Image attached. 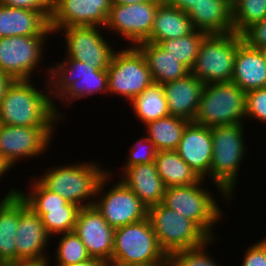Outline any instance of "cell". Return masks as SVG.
I'll return each mask as SVG.
<instances>
[{
    "mask_svg": "<svg viewBox=\"0 0 266 266\" xmlns=\"http://www.w3.org/2000/svg\"><path fill=\"white\" fill-rule=\"evenodd\" d=\"M31 81L14 80L9 85L0 104V124L56 127L57 122L62 121L64 115L51 100L48 81L45 91L37 89Z\"/></svg>",
    "mask_w": 266,
    "mask_h": 266,
    "instance_id": "1",
    "label": "cell"
},
{
    "mask_svg": "<svg viewBox=\"0 0 266 266\" xmlns=\"http://www.w3.org/2000/svg\"><path fill=\"white\" fill-rule=\"evenodd\" d=\"M213 142L211 182L225 200L232 201L237 174L247 151L244 124L210 127ZM235 188V189H234Z\"/></svg>",
    "mask_w": 266,
    "mask_h": 266,
    "instance_id": "2",
    "label": "cell"
},
{
    "mask_svg": "<svg viewBox=\"0 0 266 266\" xmlns=\"http://www.w3.org/2000/svg\"><path fill=\"white\" fill-rule=\"evenodd\" d=\"M51 67H47V80L50 97L54 102L63 101L68 106L77 99L91 97L95 93H108L107 70H98L67 56Z\"/></svg>",
    "mask_w": 266,
    "mask_h": 266,
    "instance_id": "3",
    "label": "cell"
},
{
    "mask_svg": "<svg viewBox=\"0 0 266 266\" xmlns=\"http://www.w3.org/2000/svg\"><path fill=\"white\" fill-rule=\"evenodd\" d=\"M94 162L53 166L45 170L37 180L46 189L61 195L68 202L81 208L93 206L101 180L111 171Z\"/></svg>",
    "mask_w": 266,
    "mask_h": 266,
    "instance_id": "4",
    "label": "cell"
},
{
    "mask_svg": "<svg viewBox=\"0 0 266 266\" xmlns=\"http://www.w3.org/2000/svg\"><path fill=\"white\" fill-rule=\"evenodd\" d=\"M169 265V256L160 247L147 218L114 230L110 265Z\"/></svg>",
    "mask_w": 266,
    "mask_h": 266,
    "instance_id": "5",
    "label": "cell"
},
{
    "mask_svg": "<svg viewBox=\"0 0 266 266\" xmlns=\"http://www.w3.org/2000/svg\"><path fill=\"white\" fill-rule=\"evenodd\" d=\"M245 102L246 92L232 81L205 84L193 122L207 127L244 124Z\"/></svg>",
    "mask_w": 266,
    "mask_h": 266,
    "instance_id": "6",
    "label": "cell"
},
{
    "mask_svg": "<svg viewBox=\"0 0 266 266\" xmlns=\"http://www.w3.org/2000/svg\"><path fill=\"white\" fill-rule=\"evenodd\" d=\"M243 43L235 32L207 35L190 73L204 84L232 80L237 48Z\"/></svg>",
    "mask_w": 266,
    "mask_h": 266,
    "instance_id": "7",
    "label": "cell"
},
{
    "mask_svg": "<svg viewBox=\"0 0 266 266\" xmlns=\"http://www.w3.org/2000/svg\"><path fill=\"white\" fill-rule=\"evenodd\" d=\"M204 179L186 186L167 187L162 204L194 221L210 238H215V224L221 221L224 211L214 199V194L203 188Z\"/></svg>",
    "mask_w": 266,
    "mask_h": 266,
    "instance_id": "8",
    "label": "cell"
},
{
    "mask_svg": "<svg viewBox=\"0 0 266 266\" xmlns=\"http://www.w3.org/2000/svg\"><path fill=\"white\" fill-rule=\"evenodd\" d=\"M147 217L160 247L168 256L199 247L211 239L194 221L162 203L149 207Z\"/></svg>",
    "mask_w": 266,
    "mask_h": 266,
    "instance_id": "9",
    "label": "cell"
},
{
    "mask_svg": "<svg viewBox=\"0 0 266 266\" xmlns=\"http://www.w3.org/2000/svg\"><path fill=\"white\" fill-rule=\"evenodd\" d=\"M108 94L131 102L153 83L144 54L137 46L116 50L107 69Z\"/></svg>",
    "mask_w": 266,
    "mask_h": 266,
    "instance_id": "10",
    "label": "cell"
},
{
    "mask_svg": "<svg viewBox=\"0 0 266 266\" xmlns=\"http://www.w3.org/2000/svg\"><path fill=\"white\" fill-rule=\"evenodd\" d=\"M112 173V171H108L99 184L97 197L93 202L96 210L114 229L147 218L148 208L121 180L105 191L106 184L109 185L110 180L114 177Z\"/></svg>",
    "mask_w": 266,
    "mask_h": 266,
    "instance_id": "11",
    "label": "cell"
},
{
    "mask_svg": "<svg viewBox=\"0 0 266 266\" xmlns=\"http://www.w3.org/2000/svg\"><path fill=\"white\" fill-rule=\"evenodd\" d=\"M48 37L36 35L0 38V70L13 80L32 79V74H35L33 71L44 61V43Z\"/></svg>",
    "mask_w": 266,
    "mask_h": 266,
    "instance_id": "12",
    "label": "cell"
},
{
    "mask_svg": "<svg viewBox=\"0 0 266 266\" xmlns=\"http://www.w3.org/2000/svg\"><path fill=\"white\" fill-rule=\"evenodd\" d=\"M100 28L103 29L100 26H69L57 29L55 34L61 31L63 37L65 35L67 57L98 70H107L116 50L106 36L103 37Z\"/></svg>",
    "mask_w": 266,
    "mask_h": 266,
    "instance_id": "13",
    "label": "cell"
},
{
    "mask_svg": "<svg viewBox=\"0 0 266 266\" xmlns=\"http://www.w3.org/2000/svg\"><path fill=\"white\" fill-rule=\"evenodd\" d=\"M56 128L0 124V154L3 160L12 168L23 158L41 156L48 151Z\"/></svg>",
    "mask_w": 266,
    "mask_h": 266,
    "instance_id": "14",
    "label": "cell"
},
{
    "mask_svg": "<svg viewBox=\"0 0 266 266\" xmlns=\"http://www.w3.org/2000/svg\"><path fill=\"white\" fill-rule=\"evenodd\" d=\"M160 3L112 4L104 29L116 32L130 46H137L150 37Z\"/></svg>",
    "mask_w": 266,
    "mask_h": 266,
    "instance_id": "15",
    "label": "cell"
},
{
    "mask_svg": "<svg viewBox=\"0 0 266 266\" xmlns=\"http://www.w3.org/2000/svg\"><path fill=\"white\" fill-rule=\"evenodd\" d=\"M111 6V0H52L50 29L55 34L69 26L104 28Z\"/></svg>",
    "mask_w": 266,
    "mask_h": 266,
    "instance_id": "16",
    "label": "cell"
},
{
    "mask_svg": "<svg viewBox=\"0 0 266 266\" xmlns=\"http://www.w3.org/2000/svg\"><path fill=\"white\" fill-rule=\"evenodd\" d=\"M114 230L94 206L80 209L74 228L91 258L100 259L107 265L111 264Z\"/></svg>",
    "mask_w": 266,
    "mask_h": 266,
    "instance_id": "17",
    "label": "cell"
},
{
    "mask_svg": "<svg viewBox=\"0 0 266 266\" xmlns=\"http://www.w3.org/2000/svg\"><path fill=\"white\" fill-rule=\"evenodd\" d=\"M176 151L200 179L211 180L213 142L210 127L190 122Z\"/></svg>",
    "mask_w": 266,
    "mask_h": 266,
    "instance_id": "18",
    "label": "cell"
},
{
    "mask_svg": "<svg viewBox=\"0 0 266 266\" xmlns=\"http://www.w3.org/2000/svg\"><path fill=\"white\" fill-rule=\"evenodd\" d=\"M17 259L50 257L46 248L52 239L46 232L41 217L35 214L19 195V224L15 232ZM48 243V244H47Z\"/></svg>",
    "mask_w": 266,
    "mask_h": 266,
    "instance_id": "19",
    "label": "cell"
},
{
    "mask_svg": "<svg viewBox=\"0 0 266 266\" xmlns=\"http://www.w3.org/2000/svg\"><path fill=\"white\" fill-rule=\"evenodd\" d=\"M162 86L167 99L169 114L193 122L205 84L189 73L183 78L165 83Z\"/></svg>",
    "mask_w": 266,
    "mask_h": 266,
    "instance_id": "20",
    "label": "cell"
},
{
    "mask_svg": "<svg viewBox=\"0 0 266 266\" xmlns=\"http://www.w3.org/2000/svg\"><path fill=\"white\" fill-rule=\"evenodd\" d=\"M50 34V20L42 12L0 5V38Z\"/></svg>",
    "mask_w": 266,
    "mask_h": 266,
    "instance_id": "21",
    "label": "cell"
},
{
    "mask_svg": "<svg viewBox=\"0 0 266 266\" xmlns=\"http://www.w3.org/2000/svg\"><path fill=\"white\" fill-rule=\"evenodd\" d=\"M186 13L195 30L208 35L234 32L231 0H201Z\"/></svg>",
    "mask_w": 266,
    "mask_h": 266,
    "instance_id": "22",
    "label": "cell"
},
{
    "mask_svg": "<svg viewBox=\"0 0 266 266\" xmlns=\"http://www.w3.org/2000/svg\"><path fill=\"white\" fill-rule=\"evenodd\" d=\"M120 180L128 186L147 207L162 203L166 186L160 178L155 162L122 168Z\"/></svg>",
    "mask_w": 266,
    "mask_h": 266,
    "instance_id": "23",
    "label": "cell"
},
{
    "mask_svg": "<svg viewBox=\"0 0 266 266\" xmlns=\"http://www.w3.org/2000/svg\"><path fill=\"white\" fill-rule=\"evenodd\" d=\"M231 81L245 92L266 87V63L259 49L244 42L237 48Z\"/></svg>",
    "mask_w": 266,
    "mask_h": 266,
    "instance_id": "24",
    "label": "cell"
},
{
    "mask_svg": "<svg viewBox=\"0 0 266 266\" xmlns=\"http://www.w3.org/2000/svg\"><path fill=\"white\" fill-rule=\"evenodd\" d=\"M194 31L195 27L188 14L163 0L158 5L150 37L146 42L158 44L164 40L181 38Z\"/></svg>",
    "mask_w": 266,
    "mask_h": 266,
    "instance_id": "25",
    "label": "cell"
},
{
    "mask_svg": "<svg viewBox=\"0 0 266 266\" xmlns=\"http://www.w3.org/2000/svg\"><path fill=\"white\" fill-rule=\"evenodd\" d=\"M137 47L144 54L154 83L165 84L185 77L190 70L162 49L157 43L141 42Z\"/></svg>",
    "mask_w": 266,
    "mask_h": 266,
    "instance_id": "26",
    "label": "cell"
},
{
    "mask_svg": "<svg viewBox=\"0 0 266 266\" xmlns=\"http://www.w3.org/2000/svg\"><path fill=\"white\" fill-rule=\"evenodd\" d=\"M16 188L0 200V260H17L15 232L19 224V194Z\"/></svg>",
    "mask_w": 266,
    "mask_h": 266,
    "instance_id": "27",
    "label": "cell"
},
{
    "mask_svg": "<svg viewBox=\"0 0 266 266\" xmlns=\"http://www.w3.org/2000/svg\"><path fill=\"white\" fill-rule=\"evenodd\" d=\"M189 123L184 118L169 115L145 124L146 137L158 151L176 150Z\"/></svg>",
    "mask_w": 266,
    "mask_h": 266,
    "instance_id": "28",
    "label": "cell"
},
{
    "mask_svg": "<svg viewBox=\"0 0 266 266\" xmlns=\"http://www.w3.org/2000/svg\"><path fill=\"white\" fill-rule=\"evenodd\" d=\"M154 162L166 187L192 185L200 180L176 150L158 151Z\"/></svg>",
    "mask_w": 266,
    "mask_h": 266,
    "instance_id": "29",
    "label": "cell"
},
{
    "mask_svg": "<svg viewBox=\"0 0 266 266\" xmlns=\"http://www.w3.org/2000/svg\"><path fill=\"white\" fill-rule=\"evenodd\" d=\"M130 104L137 118L147 124L157 119L169 116V108L162 84L152 83Z\"/></svg>",
    "mask_w": 266,
    "mask_h": 266,
    "instance_id": "30",
    "label": "cell"
},
{
    "mask_svg": "<svg viewBox=\"0 0 266 266\" xmlns=\"http://www.w3.org/2000/svg\"><path fill=\"white\" fill-rule=\"evenodd\" d=\"M80 209V206L69 202L62 208L31 210L41 217L46 232L53 238L54 236L74 231Z\"/></svg>",
    "mask_w": 266,
    "mask_h": 266,
    "instance_id": "31",
    "label": "cell"
},
{
    "mask_svg": "<svg viewBox=\"0 0 266 266\" xmlns=\"http://www.w3.org/2000/svg\"><path fill=\"white\" fill-rule=\"evenodd\" d=\"M205 32L195 30L193 33L181 38L169 39L159 42L158 45L185 65L192 69L203 39L207 36Z\"/></svg>",
    "mask_w": 266,
    "mask_h": 266,
    "instance_id": "32",
    "label": "cell"
},
{
    "mask_svg": "<svg viewBox=\"0 0 266 266\" xmlns=\"http://www.w3.org/2000/svg\"><path fill=\"white\" fill-rule=\"evenodd\" d=\"M231 8L233 29L238 35L266 18V0H231Z\"/></svg>",
    "mask_w": 266,
    "mask_h": 266,
    "instance_id": "33",
    "label": "cell"
},
{
    "mask_svg": "<svg viewBox=\"0 0 266 266\" xmlns=\"http://www.w3.org/2000/svg\"><path fill=\"white\" fill-rule=\"evenodd\" d=\"M60 236L62 237H59L58 247L55 249V266H67L91 258L85 245L74 231L60 234Z\"/></svg>",
    "mask_w": 266,
    "mask_h": 266,
    "instance_id": "34",
    "label": "cell"
},
{
    "mask_svg": "<svg viewBox=\"0 0 266 266\" xmlns=\"http://www.w3.org/2000/svg\"><path fill=\"white\" fill-rule=\"evenodd\" d=\"M33 180L28 193L18 191L30 209L62 208L69 203L61 195L46 189L37 179L34 178Z\"/></svg>",
    "mask_w": 266,
    "mask_h": 266,
    "instance_id": "35",
    "label": "cell"
},
{
    "mask_svg": "<svg viewBox=\"0 0 266 266\" xmlns=\"http://www.w3.org/2000/svg\"><path fill=\"white\" fill-rule=\"evenodd\" d=\"M216 238H211L203 245L191 249L179 250L169 256V266H220L207 251L210 243Z\"/></svg>",
    "mask_w": 266,
    "mask_h": 266,
    "instance_id": "36",
    "label": "cell"
},
{
    "mask_svg": "<svg viewBox=\"0 0 266 266\" xmlns=\"http://www.w3.org/2000/svg\"><path fill=\"white\" fill-rule=\"evenodd\" d=\"M129 149V154L123 168H128L138 164H151L154 162L158 150L155 145L146 137L136 140Z\"/></svg>",
    "mask_w": 266,
    "mask_h": 266,
    "instance_id": "37",
    "label": "cell"
},
{
    "mask_svg": "<svg viewBox=\"0 0 266 266\" xmlns=\"http://www.w3.org/2000/svg\"><path fill=\"white\" fill-rule=\"evenodd\" d=\"M246 119H256L259 123H266V87L246 92Z\"/></svg>",
    "mask_w": 266,
    "mask_h": 266,
    "instance_id": "38",
    "label": "cell"
},
{
    "mask_svg": "<svg viewBox=\"0 0 266 266\" xmlns=\"http://www.w3.org/2000/svg\"><path fill=\"white\" fill-rule=\"evenodd\" d=\"M243 42L254 49L266 46V18L253 24L241 34Z\"/></svg>",
    "mask_w": 266,
    "mask_h": 266,
    "instance_id": "39",
    "label": "cell"
},
{
    "mask_svg": "<svg viewBox=\"0 0 266 266\" xmlns=\"http://www.w3.org/2000/svg\"><path fill=\"white\" fill-rule=\"evenodd\" d=\"M0 5L39 11L49 20L52 14V0H0Z\"/></svg>",
    "mask_w": 266,
    "mask_h": 266,
    "instance_id": "40",
    "label": "cell"
},
{
    "mask_svg": "<svg viewBox=\"0 0 266 266\" xmlns=\"http://www.w3.org/2000/svg\"><path fill=\"white\" fill-rule=\"evenodd\" d=\"M244 255L242 266H266V236L247 247Z\"/></svg>",
    "mask_w": 266,
    "mask_h": 266,
    "instance_id": "41",
    "label": "cell"
},
{
    "mask_svg": "<svg viewBox=\"0 0 266 266\" xmlns=\"http://www.w3.org/2000/svg\"><path fill=\"white\" fill-rule=\"evenodd\" d=\"M50 257L37 259H17L8 262V266H49Z\"/></svg>",
    "mask_w": 266,
    "mask_h": 266,
    "instance_id": "42",
    "label": "cell"
},
{
    "mask_svg": "<svg viewBox=\"0 0 266 266\" xmlns=\"http://www.w3.org/2000/svg\"><path fill=\"white\" fill-rule=\"evenodd\" d=\"M169 5L179 8L186 12L192 5L197 4L201 0H165Z\"/></svg>",
    "mask_w": 266,
    "mask_h": 266,
    "instance_id": "43",
    "label": "cell"
},
{
    "mask_svg": "<svg viewBox=\"0 0 266 266\" xmlns=\"http://www.w3.org/2000/svg\"><path fill=\"white\" fill-rule=\"evenodd\" d=\"M13 81L14 80L9 75L0 70V104L3 99L4 93Z\"/></svg>",
    "mask_w": 266,
    "mask_h": 266,
    "instance_id": "44",
    "label": "cell"
},
{
    "mask_svg": "<svg viewBox=\"0 0 266 266\" xmlns=\"http://www.w3.org/2000/svg\"><path fill=\"white\" fill-rule=\"evenodd\" d=\"M67 266H108L105 262L97 258H90L87 261L67 265Z\"/></svg>",
    "mask_w": 266,
    "mask_h": 266,
    "instance_id": "45",
    "label": "cell"
},
{
    "mask_svg": "<svg viewBox=\"0 0 266 266\" xmlns=\"http://www.w3.org/2000/svg\"><path fill=\"white\" fill-rule=\"evenodd\" d=\"M112 4H135L147 2H162L163 0H111Z\"/></svg>",
    "mask_w": 266,
    "mask_h": 266,
    "instance_id": "46",
    "label": "cell"
},
{
    "mask_svg": "<svg viewBox=\"0 0 266 266\" xmlns=\"http://www.w3.org/2000/svg\"><path fill=\"white\" fill-rule=\"evenodd\" d=\"M9 170H11V168L9 167V165L3 160L1 154H0V177H2L3 175H5L7 172H9Z\"/></svg>",
    "mask_w": 266,
    "mask_h": 266,
    "instance_id": "47",
    "label": "cell"
},
{
    "mask_svg": "<svg viewBox=\"0 0 266 266\" xmlns=\"http://www.w3.org/2000/svg\"><path fill=\"white\" fill-rule=\"evenodd\" d=\"M108 266H169V265H139V264H133V265H108Z\"/></svg>",
    "mask_w": 266,
    "mask_h": 266,
    "instance_id": "48",
    "label": "cell"
},
{
    "mask_svg": "<svg viewBox=\"0 0 266 266\" xmlns=\"http://www.w3.org/2000/svg\"><path fill=\"white\" fill-rule=\"evenodd\" d=\"M266 63V46L259 49Z\"/></svg>",
    "mask_w": 266,
    "mask_h": 266,
    "instance_id": "49",
    "label": "cell"
},
{
    "mask_svg": "<svg viewBox=\"0 0 266 266\" xmlns=\"http://www.w3.org/2000/svg\"><path fill=\"white\" fill-rule=\"evenodd\" d=\"M0 266H8V262L4 260H0Z\"/></svg>",
    "mask_w": 266,
    "mask_h": 266,
    "instance_id": "50",
    "label": "cell"
}]
</instances>
